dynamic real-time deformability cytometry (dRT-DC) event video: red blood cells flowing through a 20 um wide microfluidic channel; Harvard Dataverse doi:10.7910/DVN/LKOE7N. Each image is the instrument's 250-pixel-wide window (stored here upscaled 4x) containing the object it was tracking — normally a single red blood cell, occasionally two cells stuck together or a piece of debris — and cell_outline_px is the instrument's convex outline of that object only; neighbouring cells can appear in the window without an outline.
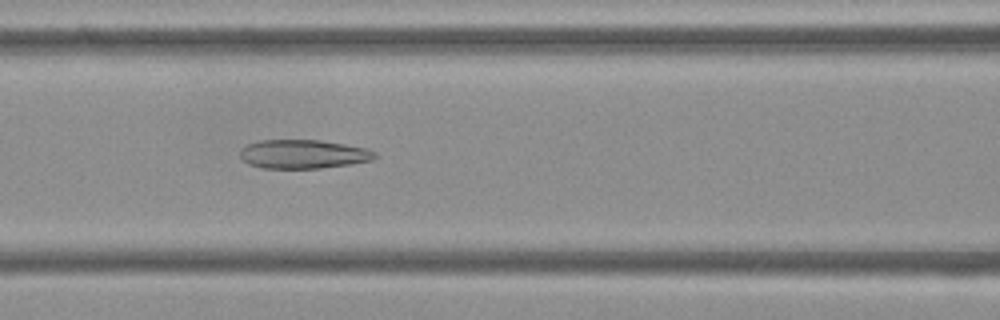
{"species": "Egyptian fruit bat (a non-hibernating species)", "species_latin": "Rousettus aegyptiacus", "temperature_condition": "cold", "stored_images_in_passage": 39, "camera_frame_rate_fps": 3000, "um_per_image_px": 0.085, "frame": {"image": 1, "passage_image": 8, "time_ms": 2.333, "image_size_px": [1000, 320], "cell_outline_px": [[376, 156], [372, 160], [352, 164], [320, 168], [264, 168], [248, 164], [240, 156], [240, 148], [248, 144], [260, 140], [320, 140], [368, 148], [376, 152]], "centroid_in_image_um": [25.78, 13.1], "position_along_channel_um": 140.8, "area_um2": 22.72}}
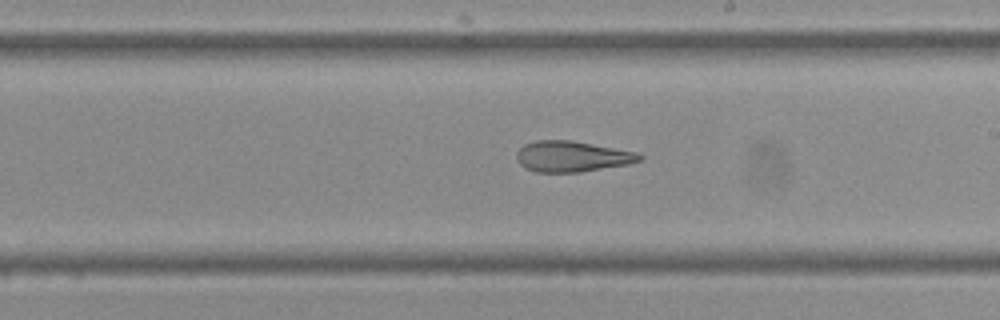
{"frame": {"image": 2, "passage_image": 16, "time_ms": 5.0, "image_size_px": [1000, 320], "cell_outline_px": [[644, 160], [628, 164], [580, 172], [536, 172], [524, 168], [516, 160], [516, 152], [524, 144], [536, 140], [568, 140], [640, 152], [644, 156]], "centroid_in_image_um": [48.64, 13.3], "position_along_channel_um": 240.4, "area_um2": 22.25}}
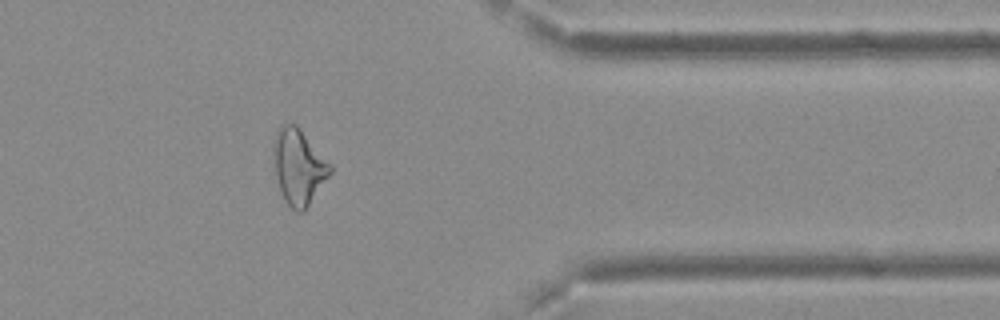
{"frame": {"image": 3, "passage_image": 29, "time_ms": 9.333, "image_size_px": [1000, 320], "cell_outline_px": [[332, 172], [304, 212], [296, 212], [284, 200], [276, 176], [272, 148], [272, 140], [276, 128], [280, 124], [296, 124], [300, 128], [332, 164]], "centroid_in_image_um": [25.37, 14.14], "position_along_channel_um": 386.0, "area_um2": 25.26}, "authors_computed_cell_mechanics": {"area_um2": 23.7558, "velocity_mm_per_s": 3.74, "shape_relaxation_time_tau1_ms": null, "shape_relaxation_time_tau2_ms": 2.6014, "deformation_change_tau1": null, "deformation_change_tau2": 0.1166}}